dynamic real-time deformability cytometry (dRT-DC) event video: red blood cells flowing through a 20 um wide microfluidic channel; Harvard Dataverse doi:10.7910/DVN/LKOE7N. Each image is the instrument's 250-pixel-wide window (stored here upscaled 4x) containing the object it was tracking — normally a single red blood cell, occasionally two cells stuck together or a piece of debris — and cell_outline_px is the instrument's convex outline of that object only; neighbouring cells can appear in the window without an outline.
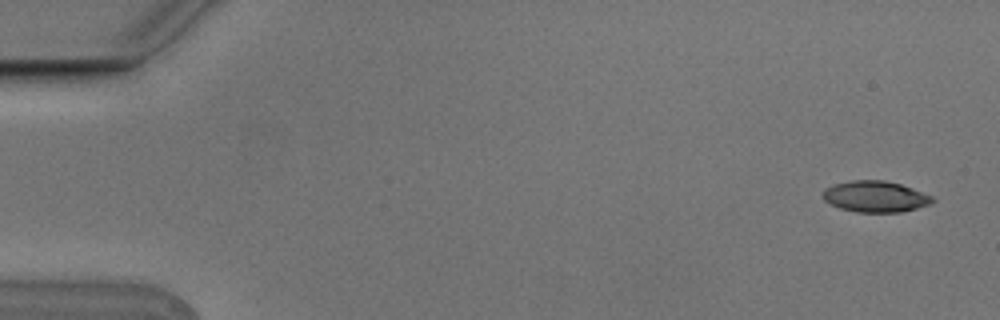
{"species": "Egyptian fruit bat (a non-hibernating species)", "species_latin": "Rousettus aegyptiacus", "temperature_condition": "cold", "stored_images_in_passage": 5, "camera_frame_rate_fps": 3000, "um_per_image_px": 0.085, "animal": {"sex": "male"}, "frame": {"image": 1, "passage_image": 1, "time_ms": 0.0, "image_size_px": [1000, 320], "cell_outline_px": [[936, 200], [932, 204], [900, 212], [856, 212], [840, 208], [824, 200], [824, 188], [836, 184], [852, 180], [884, 180], [900, 184], [912, 188], [932, 196]], "centroid_in_image_um": [74.43, 16.71], "position_along_channel_um": 10.6, "area_um2": 19.77}}
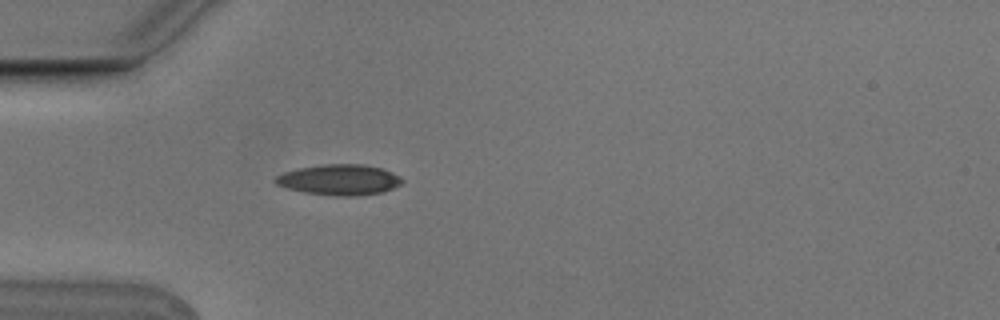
{"frame": {"image": 2, "passage_image": 5, "time_ms": 1.333, "image_size_px": [1000, 320], "cell_outline_px": [[404, 180], [400, 184], [384, 192], [360, 196], [336, 196], [304, 192], [288, 188], [276, 184], [272, 180], [276, 176], [284, 172], [296, 168], [324, 164], [364, 164], [384, 168], [400, 176]], "centroid_in_image_um": [28.86, 15.27], "position_along_channel_um": 56.1, "area_um2": 22.89}}